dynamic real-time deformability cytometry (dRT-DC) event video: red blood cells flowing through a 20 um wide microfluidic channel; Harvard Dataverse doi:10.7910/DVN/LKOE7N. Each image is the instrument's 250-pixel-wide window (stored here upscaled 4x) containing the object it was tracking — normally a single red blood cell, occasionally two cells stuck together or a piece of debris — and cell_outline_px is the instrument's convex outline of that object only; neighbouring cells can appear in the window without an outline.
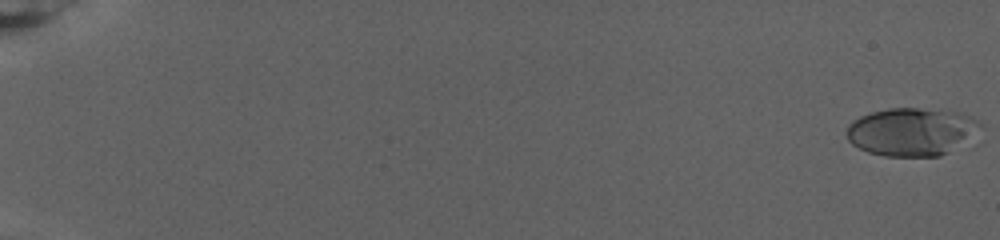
{"species": "human", "species_latin": "Homo sapiens", "temperature_condition": "warm", "stored_images_in_passage": 84, "camera_frame_rate_fps": 3000, "um_per_image_px": 0.085, "donor": {"sex": "female"}, "frame": {"image": 1, "passage_image": 1, "time_ms": 0.0, "image_size_px": [1000, 240], "cell_outline_px": [[984, 128], [948, 152], [940, 156], [884, 156], [868, 152], [852, 144], [848, 140], [848, 124], [852, 120], [860, 116], [872, 112], [888, 108], [916, 108], [956, 112], [972, 116], [984, 124]], "centroid_in_image_um": [77.5, 11.19], "position_along_channel_um": 7.5, "area_um2": 37.28}}
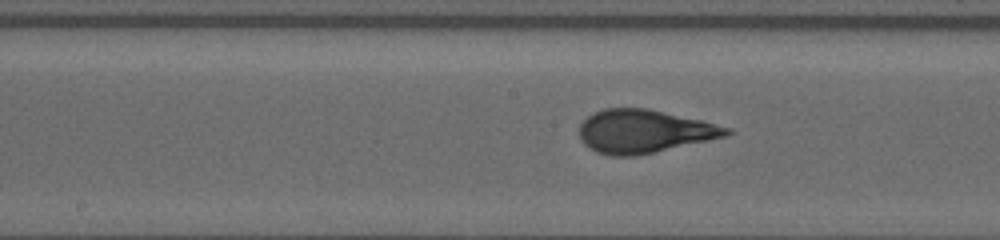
{"frame": {"image": 2, "passage_image": 47, "time_ms": 15.333, "image_size_px": [1000, 240], "cell_outline_px": [[732, 132], [724, 136], [708, 140], [636, 156], [612, 156], [596, 152], [588, 148], [580, 140], [580, 124], [592, 112], [604, 108], [648, 108], [700, 120], [732, 128]], "centroid_in_image_um": [54.69, 11.16], "position_along_channel_um": 193.5, "area_um2": 36.93}}
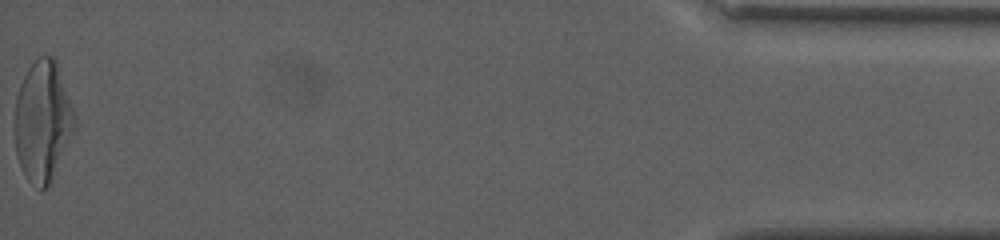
{"frame": {"image": 3, "passage_image": 84, "time_ms": 27.667, "image_size_px": [1000, 240], "cell_outline_px": [[72, 128], [48, 184], [40, 192], [28, 180], [16, 156], [12, 132], [12, 128], [16, 96], [20, 84], [28, 68], [40, 56], [52, 56], [56, 60], [72, 108]], "centroid_in_image_um": [3.51, 10.27], "position_along_channel_um": 431.7, "area_um2": 40.92}, "authors_computed_cell_mechanics": {"area_um2": 36.3851, "velocity_mm_per_s": 2.6056, "shape_relaxation_time_tau1_ms": 6.1543, "shape_relaxation_time_tau2_ms": null, "deformation_change_tau1": 0.2161, "deformation_change_tau2": null}}